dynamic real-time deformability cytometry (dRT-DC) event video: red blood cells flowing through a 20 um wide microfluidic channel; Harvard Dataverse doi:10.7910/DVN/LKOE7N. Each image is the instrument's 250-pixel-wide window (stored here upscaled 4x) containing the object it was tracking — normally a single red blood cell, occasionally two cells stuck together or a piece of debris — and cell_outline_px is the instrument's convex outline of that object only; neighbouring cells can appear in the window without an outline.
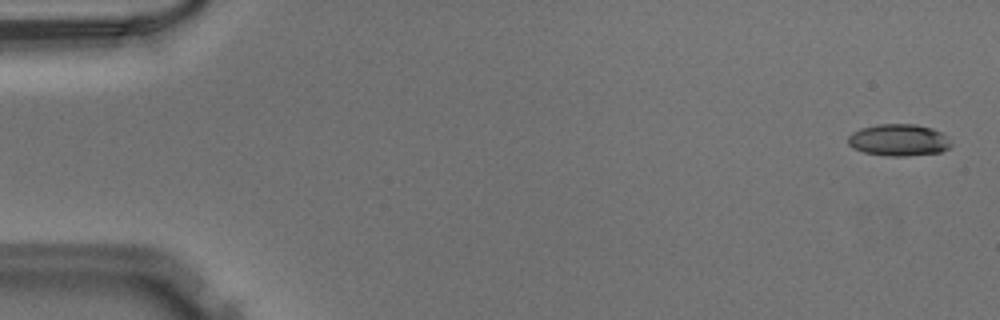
{"species": "Egyptian fruit bat (a non-hibernating species)", "species_latin": "Rousettus aegyptiacus", "temperature_condition": "warm", "stored_images_in_passage": 46, "camera_frame_rate_fps": 3000, "um_per_image_px": 0.085, "animal": {"sex": "male"}, "frame": {"image": 1, "passage_image": 2, "time_ms": 0.333, "image_size_px": [1000, 320], "cell_outline_px": [[952, 144], [948, 148], [940, 152], [908, 156], [888, 156], [864, 152], [852, 148], [848, 144], [848, 136], [852, 132], [860, 128], [876, 124], [916, 124], [932, 128], [948, 136]], "centroid_in_image_um": [76.38, 11.9], "position_along_channel_um": 8.6, "area_um2": 19.31}}
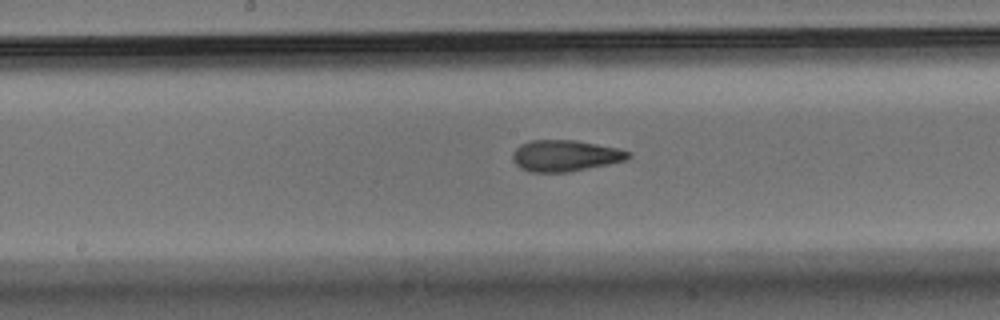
{"frame": {"image": 2, "passage_image": 27, "time_ms": 8.667, "image_size_px": [1000, 320], "cell_outline_px": [[632, 156], [624, 160], [608, 164], [568, 172], [532, 172], [520, 168], [512, 160], [512, 152], [520, 144], [532, 140], [576, 140], [620, 148], [632, 152]], "centroid_in_image_um": [48.04, 13.22], "position_along_channel_um": 200.2, "area_um2": 21.21}}
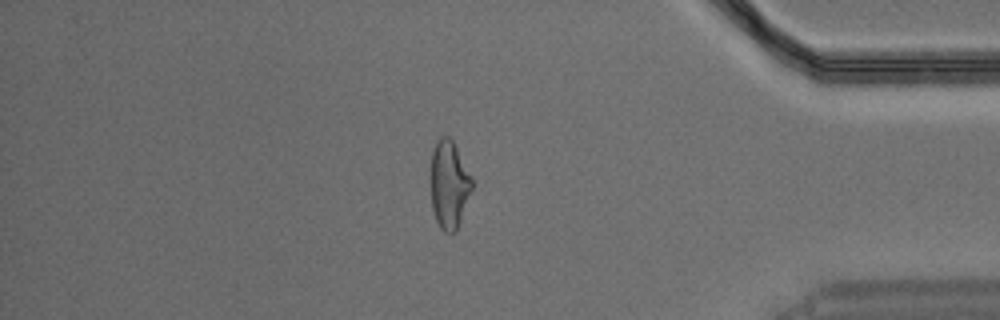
{"frame": {"image": 3, "passage_image": 44, "time_ms": 14.333, "image_size_px": [1000, 320], "cell_outline_px": [[472, 188], [456, 232], [452, 236], [444, 232], [440, 228], [436, 220], [432, 208], [432, 148], [440, 136], [448, 136], [452, 140], [472, 180]], "centroid_in_image_um": [38.16, 15.74], "position_along_channel_um": 397.0, "area_um2": 20.69}}